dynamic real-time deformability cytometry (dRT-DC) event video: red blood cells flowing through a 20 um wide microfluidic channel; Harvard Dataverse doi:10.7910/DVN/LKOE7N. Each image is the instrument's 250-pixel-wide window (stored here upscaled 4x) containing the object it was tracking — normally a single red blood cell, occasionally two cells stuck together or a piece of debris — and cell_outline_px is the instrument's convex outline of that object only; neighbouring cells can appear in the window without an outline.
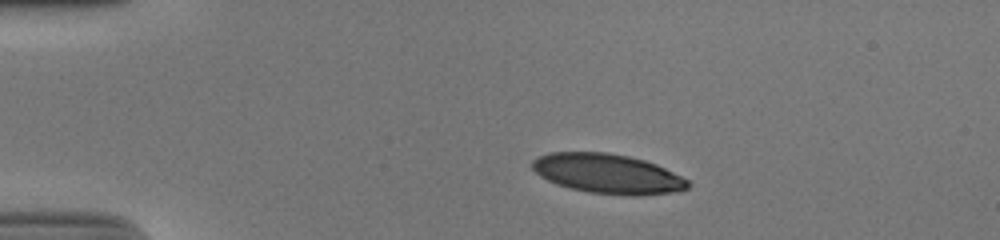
{"species": "human", "species_latin": "Homo sapiens", "temperature_condition": "cold", "stored_images_in_passage": 43, "camera_frame_rate_fps": 3000, "um_per_image_px": 0.085, "donor": {"sex": "male"}, "frame": {"image": 1, "passage_image": 1, "time_ms": 0.0, "image_size_px": [1000, 240], "cell_outline_px": [[692, 184], [688, 188], [672, 192], [640, 196], [632, 196], [588, 192], [568, 188], [556, 184], [540, 176], [532, 168], [532, 160], [548, 152], [608, 152], [628, 156], [644, 160], [656, 164], [688, 180]], "centroid_in_image_um": [51.64, 14.77], "position_along_channel_um": 33.4, "area_um2": 36.01}}
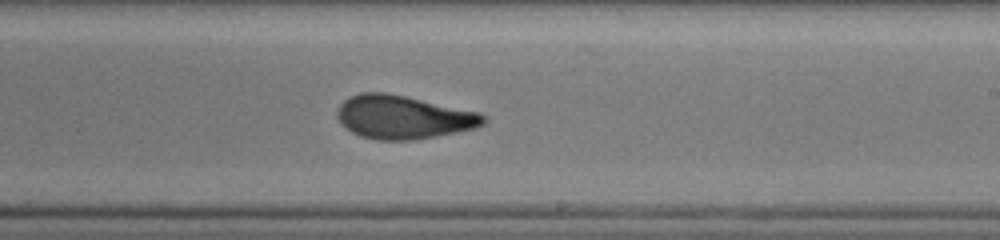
{"frame": {"image": 2, "passage_image": 23, "time_ms": 7.333, "image_size_px": [1000, 240], "cell_outline_px": [[484, 124], [476, 128], [412, 140], [376, 140], [360, 136], [344, 128], [340, 124], [336, 116], [336, 108], [348, 96], [360, 92], [384, 92], [404, 96], [480, 112], [484, 116]], "centroid_in_image_um": [34.2, 9.95], "position_along_channel_um": 254.8, "area_um2": 37.05}}
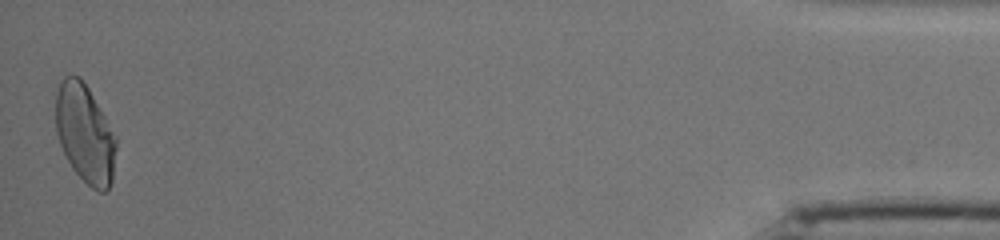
{"frame": {"image": 3, "passage_image": 43, "time_ms": 14.0, "image_size_px": [1000, 240], "cell_outline_px": [[116, 148], [112, 180], [108, 188], [104, 192], [100, 192], [92, 188], [72, 168], [60, 144], [56, 132], [56, 92], [64, 76], [80, 76], [88, 88], [116, 136]], "centroid_in_image_um": [7.22, 11.36], "position_along_channel_um": 428.0, "area_um2": 34.28}, "authors_computed_cell_mechanics": {"area_um2": 36.3562, "velocity_mm_per_s": 3.8486, "shape_relaxation_time_tau1_ms": 5.7111, "shape_relaxation_time_tau2_ms": 1.414, "deformation_change_tau1": 0.1966, "deformation_change_tau2": 0.0829}}